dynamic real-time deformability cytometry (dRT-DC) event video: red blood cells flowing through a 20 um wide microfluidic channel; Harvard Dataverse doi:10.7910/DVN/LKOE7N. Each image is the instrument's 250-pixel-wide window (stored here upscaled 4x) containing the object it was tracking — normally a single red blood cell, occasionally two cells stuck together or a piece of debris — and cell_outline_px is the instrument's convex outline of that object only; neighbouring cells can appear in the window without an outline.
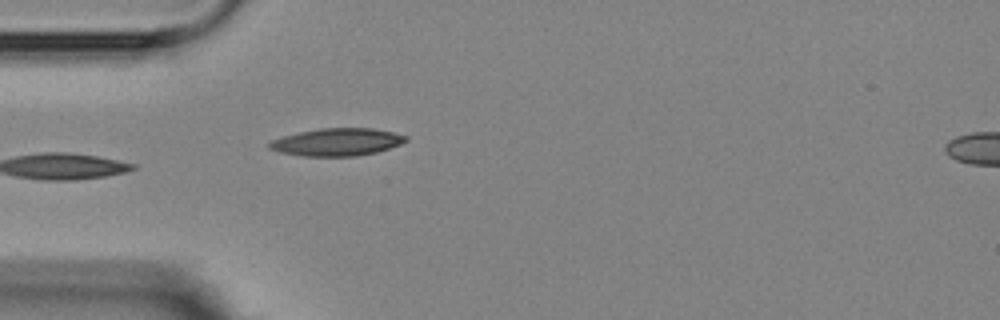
{"species": "Egyptian fruit bat (a non-hibernating species)", "species_latin": "Rousettus aegyptiacus", "temperature_condition": "room temperature", "stored_images_in_passage": 5, "segment_of_instrument_passage": [1, 2], "camera_frame_rate_fps": 3000, "um_per_image_px": 0.085, "animal": {"sex": "female"}, "frame": {"image": 1, "passage_image": 4, "time_ms": 3.667, "image_size_px": [1000, 320], "cell_outline_px": [[408, 140], [400, 144], [376, 152], [356, 156], [304, 156], [280, 152], [268, 148], [268, 144], [272, 140], [284, 136], [300, 132], [320, 128], [372, 128], [392, 132], [408, 136]], "centroid_in_image_um": [28.65, 12.07], "position_along_channel_um": 56.3, "area_um2": 21.73}}